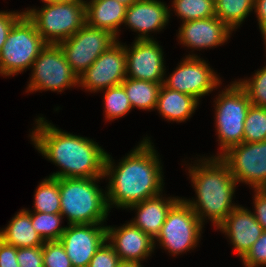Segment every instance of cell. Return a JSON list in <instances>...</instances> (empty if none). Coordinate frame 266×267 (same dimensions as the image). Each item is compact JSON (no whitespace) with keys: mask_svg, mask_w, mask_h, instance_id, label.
<instances>
[{"mask_svg":"<svg viewBox=\"0 0 266 267\" xmlns=\"http://www.w3.org/2000/svg\"><path fill=\"white\" fill-rule=\"evenodd\" d=\"M237 83L245 90L252 105L266 108V66L257 70L250 79Z\"/></svg>","mask_w":266,"mask_h":267,"instance_id":"obj_31","label":"cell"},{"mask_svg":"<svg viewBox=\"0 0 266 267\" xmlns=\"http://www.w3.org/2000/svg\"><path fill=\"white\" fill-rule=\"evenodd\" d=\"M199 101L189 94L171 90L162 84L156 109L163 119L185 122L195 112Z\"/></svg>","mask_w":266,"mask_h":267,"instance_id":"obj_22","label":"cell"},{"mask_svg":"<svg viewBox=\"0 0 266 267\" xmlns=\"http://www.w3.org/2000/svg\"><path fill=\"white\" fill-rule=\"evenodd\" d=\"M104 90V117L107 120L112 121L124 117L132 110V106L122 84Z\"/></svg>","mask_w":266,"mask_h":267,"instance_id":"obj_29","label":"cell"},{"mask_svg":"<svg viewBox=\"0 0 266 267\" xmlns=\"http://www.w3.org/2000/svg\"><path fill=\"white\" fill-rule=\"evenodd\" d=\"M255 0H214L215 15L232 31L254 10Z\"/></svg>","mask_w":266,"mask_h":267,"instance_id":"obj_25","label":"cell"},{"mask_svg":"<svg viewBox=\"0 0 266 267\" xmlns=\"http://www.w3.org/2000/svg\"><path fill=\"white\" fill-rule=\"evenodd\" d=\"M215 102V123L220 146V157L230 147L243 142L244 121L252 105L245 90L233 81L224 91L219 92Z\"/></svg>","mask_w":266,"mask_h":267,"instance_id":"obj_6","label":"cell"},{"mask_svg":"<svg viewBox=\"0 0 266 267\" xmlns=\"http://www.w3.org/2000/svg\"><path fill=\"white\" fill-rule=\"evenodd\" d=\"M172 2V8L182 22L216 16L214 0H173Z\"/></svg>","mask_w":266,"mask_h":267,"instance_id":"obj_27","label":"cell"},{"mask_svg":"<svg viewBox=\"0 0 266 267\" xmlns=\"http://www.w3.org/2000/svg\"><path fill=\"white\" fill-rule=\"evenodd\" d=\"M47 45L24 13L8 33L0 53L1 76H14L32 67L41 50Z\"/></svg>","mask_w":266,"mask_h":267,"instance_id":"obj_7","label":"cell"},{"mask_svg":"<svg viewBox=\"0 0 266 267\" xmlns=\"http://www.w3.org/2000/svg\"><path fill=\"white\" fill-rule=\"evenodd\" d=\"M243 142L253 143L266 140V108L251 105L244 121Z\"/></svg>","mask_w":266,"mask_h":267,"instance_id":"obj_30","label":"cell"},{"mask_svg":"<svg viewBox=\"0 0 266 267\" xmlns=\"http://www.w3.org/2000/svg\"><path fill=\"white\" fill-rule=\"evenodd\" d=\"M117 267H143L141 262L136 261H120Z\"/></svg>","mask_w":266,"mask_h":267,"instance_id":"obj_40","label":"cell"},{"mask_svg":"<svg viewBox=\"0 0 266 267\" xmlns=\"http://www.w3.org/2000/svg\"><path fill=\"white\" fill-rule=\"evenodd\" d=\"M170 8L159 0H138L127 7L124 24L138 32L135 40H154L150 32H159L168 24Z\"/></svg>","mask_w":266,"mask_h":267,"instance_id":"obj_17","label":"cell"},{"mask_svg":"<svg viewBox=\"0 0 266 267\" xmlns=\"http://www.w3.org/2000/svg\"><path fill=\"white\" fill-rule=\"evenodd\" d=\"M254 12L258 20V25L263 39H266V0H255Z\"/></svg>","mask_w":266,"mask_h":267,"instance_id":"obj_39","label":"cell"},{"mask_svg":"<svg viewBox=\"0 0 266 267\" xmlns=\"http://www.w3.org/2000/svg\"><path fill=\"white\" fill-rule=\"evenodd\" d=\"M36 128L30 139L47 160L60 168L53 178H96L104 176L107 152L92 139L70 134L47 122L35 119Z\"/></svg>","mask_w":266,"mask_h":267,"instance_id":"obj_2","label":"cell"},{"mask_svg":"<svg viewBox=\"0 0 266 267\" xmlns=\"http://www.w3.org/2000/svg\"><path fill=\"white\" fill-rule=\"evenodd\" d=\"M197 162L188 167L189 177L197 195L196 200L184 201L203 225L208 217L217 228L238 206L232 203L238 183L231 175L229 166L220 157H203Z\"/></svg>","mask_w":266,"mask_h":267,"instance_id":"obj_3","label":"cell"},{"mask_svg":"<svg viewBox=\"0 0 266 267\" xmlns=\"http://www.w3.org/2000/svg\"><path fill=\"white\" fill-rule=\"evenodd\" d=\"M217 229L227 235L234 251L240 258L248 252L264 232L262 226L256 221L253 212L241 205H238Z\"/></svg>","mask_w":266,"mask_h":267,"instance_id":"obj_19","label":"cell"},{"mask_svg":"<svg viewBox=\"0 0 266 267\" xmlns=\"http://www.w3.org/2000/svg\"><path fill=\"white\" fill-rule=\"evenodd\" d=\"M17 247L0 239V267H20L17 261Z\"/></svg>","mask_w":266,"mask_h":267,"instance_id":"obj_38","label":"cell"},{"mask_svg":"<svg viewBox=\"0 0 266 267\" xmlns=\"http://www.w3.org/2000/svg\"><path fill=\"white\" fill-rule=\"evenodd\" d=\"M20 267H43V246L17 248Z\"/></svg>","mask_w":266,"mask_h":267,"instance_id":"obj_35","label":"cell"},{"mask_svg":"<svg viewBox=\"0 0 266 267\" xmlns=\"http://www.w3.org/2000/svg\"><path fill=\"white\" fill-rule=\"evenodd\" d=\"M203 227L184 198H180L169 210L154 245L159 242L172 256L188 252L197 247Z\"/></svg>","mask_w":266,"mask_h":267,"instance_id":"obj_8","label":"cell"},{"mask_svg":"<svg viewBox=\"0 0 266 267\" xmlns=\"http://www.w3.org/2000/svg\"><path fill=\"white\" fill-rule=\"evenodd\" d=\"M245 267H262L266 263V232L254 242L248 252L240 259Z\"/></svg>","mask_w":266,"mask_h":267,"instance_id":"obj_33","label":"cell"},{"mask_svg":"<svg viewBox=\"0 0 266 267\" xmlns=\"http://www.w3.org/2000/svg\"><path fill=\"white\" fill-rule=\"evenodd\" d=\"M127 7L117 0L85 1L86 23L104 29L119 37V28L124 23Z\"/></svg>","mask_w":266,"mask_h":267,"instance_id":"obj_21","label":"cell"},{"mask_svg":"<svg viewBox=\"0 0 266 267\" xmlns=\"http://www.w3.org/2000/svg\"><path fill=\"white\" fill-rule=\"evenodd\" d=\"M117 39L111 32L85 23L79 31L58 45L79 78Z\"/></svg>","mask_w":266,"mask_h":267,"instance_id":"obj_10","label":"cell"},{"mask_svg":"<svg viewBox=\"0 0 266 267\" xmlns=\"http://www.w3.org/2000/svg\"><path fill=\"white\" fill-rule=\"evenodd\" d=\"M72 0H42L43 3H64Z\"/></svg>","mask_w":266,"mask_h":267,"instance_id":"obj_42","label":"cell"},{"mask_svg":"<svg viewBox=\"0 0 266 267\" xmlns=\"http://www.w3.org/2000/svg\"><path fill=\"white\" fill-rule=\"evenodd\" d=\"M24 13L47 44H58L68 39L86 23L85 0L44 3L40 10L27 8Z\"/></svg>","mask_w":266,"mask_h":267,"instance_id":"obj_5","label":"cell"},{"mask_svg":"<svg viewBox=\"0 0 266 267\" xmlns=\"http://www.w3.org/2000/svg\"><path fill=\"white\" fill-rule=\"evenodd\" d=\"M26 92L57 91L78 86V77L58 44H47L32 64Z\"/></svg>","mask_w":266,"mask_h":267,"instance_id":"obj_9","label":"cell"},{"mask_svg":"<svg viewBox=\"0 0 266 267\" xmlns=\"http://www.w3.org/2000/svg\"><path fill=\"white\" fill-rule=\"evenodd\" d=\"M34 210L30 212L60 213L59 178L47 177L34 193Z\"/></svg>","mask_w":266,"mask_h":267,"instance_id":"obj_26","label":"cell"},{"mask_svg":"<svg viewBox=\"0 0 266 267\" xmlns=\"http://www.w3.org/2000/svg\"><path fill=\"white\" fill-rule=\"evenodd\" d=\"M254 217L266 232V189H253Z\"/></svg>","mask_w":266,"mask_h":267,"instance_id":"obj_37","label":"cell"},{"mask_svg":"<svg viewBox=\"0 0 266 267\" xmlns=\"http://www.w3.org/2000/svg\"><path fill=\"white\" fill-rule=\"evenodd\" d=\"M220 158L229 166L237 183L254 189H266V140L242 142L230 147Z\"/></svg>","mask_w":266,"mask_h":267,"instance_id":"obj_11","label":"cell"},{"mask_svg":"<svg viewBox=\"0 0 266 267\" xmlns=\"http://www.w3.org/2000/svg\"><path fill=\"white\" fill-rule=\"evenodd\" d=\"M179 29L180 44L197 51L223 45L233 32L216 16L182 22Z\"/></svg>","mask_w":266,"mask_h":267,"instance_id":"obj_18","label":"cell"},{"mask_svg":"<svg viewBox=\"0 0 266 267\" xmlns=\"http://www.w3.org/2000/svg\"><path fill=\"white\" fill-rule=\"evenodd\" d=\"M162 193L156 197L133 204L127 209L136 210L137 215L130 222L149 235L153 240L157 238L171 207L180 197L164 199Z\"/></svg>","mask_w":266,"mask_h":267,"instance_id":"obj_20","label":"cell"},{"mask_svg":"<svg viewBox=\"0 0 266 267\" xmlns=\"http://www.w3.org/2000/svg\"><path fill=\"white\" fill-rule=\"evenodd\" d=\"M43 267H72L71 261L59 240L44 242Z\"/></svg>","mask_w":266,"mask_h":267,"instance_id":"obj_32","label":"cell"},{"mask_svg":"<svg viewBox=\"0 0 266 267\" xmlns=\"http://www.w3.org/2000/svg\"><path fill=\"white\" fill-rule=\"evenodd\" d=\"M24 14L22 12L15 11H0V53L4 43L7 40V36L14 23Z\"/></svg>","mask_w":266,"mask_h":267,"instance_id":"obj_36","label":"cell"},{"mask_svg":"<svg viewBox=\"0 0 266 267\" xmlns=\"http://www.w3.org/2000/svg\"><path fill=\"white\" fill-rule=\"evenodd\" d=\"M132 108L141 110L156 109L157 100L163 83H153L126 77L121 83Z\"/></svg>","mask_w":266,"mask_h":267,"instance_id":"obj_24","label":"cell"},{"mask_svg":"<svg viewBox=\"0 0 266 267\" xmlns=\"http://www.w3.org/2000/svg\"><path fill=\"white\" fill-rule=\"evenodd\" d=\"M102 178H59L60 214L67 217L68 225L106 221L110 212L107 194L97 185Z\"/></svg>","mask_w":266,"mask_h":267,"instance_id":"obj_4","label":"cell"},{"mask_svg":"<svg viewBox=\"0 0 266 267\" xmlns=\"http://www.w3.org/2000/svg\"><path fill=\"white\" fill-rule=\"evenodd\" d=\"M103 224H77L65 227L59 241L72 267H88L96 251L106 241V226Z\"/></svg>","mask_w":266,"mask_h":267,"instance_id":"obj_15","label":"cell"},{"mask_svg":"<svg viewBox=\"0 0 266 267\" xmlns=\"http://www.w3.org/2000/svg\"><path fill=\"white\" fill-rule=\"evenodd\" d=\"M106 240L121 261L141 262L155 250L154 240L129 221L117 228L106 226Z\"/></svg>","mask_w":266,"mask_h":267,"instance_id":"obj_16","label":"cell"},{"mask_svg":"<svg viewBox=\"0 0 266 267\" xmlns=\"http://www.w3.org/2000/svg\"><path fill=\"white\" fill-rule=\"evenodd\" d=\"M125 53L126 77L153 83L164 82V52L156 40H134L131 48L125 45Z\"/></svg>","mask_w":266,"mask_h":267,"instance_id":"obj_14","label":"cell"},{"mask_svg":"<svg viewBox=\"0 0 266 267\" xmlns=\"http://www.w3.org/2000/svg\"><path fill=\"white\" fill-rule=\"evenodd\" d=\"M218 76L204 59L189 54L172 74L164 79L163 85L171 90L189 94L200 102L201 97L222 84Z\"/></svg>","mask_w":266,"mask_h":267,"instance_id":"obj_12","label":"cell"},{"mask_svg":"<svg viewBox=\"0 0 266 267\" xmlns=\"http://www.w3.org/2000/svg\"><path fill=\"white\" fill-rule=\"evenodd\" d=\"M158 156L150 137L143 138L116 166L107 153L103 177L109 178L106 191L109 210L114 205L123 210L163 192L164 176Z\"/></svg>","mask_w":266,"mask_h":267,"instance_id":"obj_1","label":"cell"},{"mask_svg":"<svg viewBox=\"0 0 266 267\" xmlns=\"http://www.w3.org/2000/svg\"><path fill=\"white\" fill-rule=\"evenodd\" d=\"M125 78V45L117 40L81 74L78 78V86L95 93L120 85Z\"/></svg>","mask_w":266,"mask_h":267,"instance_id":"obj_13","label":"cell"},{"mask_svg":"<svg viewBox=\"0 0 266 267\" xmlns=\"http://www.w3.org/2000/svg\"><path fill=\"white\" fill-rule=\"evenodd\" d=\"M0 239L17 248L43 246L44 240L32 227L30 210L21 209L0 230Z\"/></svg>","mask_w":266,"mask_h":267,"instance_id":"obj_23","label":"cell"},{"mask_svg":"<svg viewBox=\"0 0 266 267\" xmlns=\"http://www.w3.org/2000/svg\"><path fill=\"white\" fill-rule=\"evenodd\" d=\"M120 261L114 248L106 240L96 251L88 267H117Z\"/></svg>","mask_w":266,"mask_h":267,"instance_id":"obj_34","label":"cell"},{"mask_svg":"<svg viewBox=\"0 0 266 267\" xmlns=\"http://www.w3.org/2000/svg\"><path fill=\"white\" fill-rule=\"evenodd\" d=\"M32 227L44 241L59 240L65 227L60 213L30 212ZM61 226V227H60Z\"/></svg>","mask_w":266,"mask_h":267,"instance_id":"obj_28","label":"cell"},{"mask_svg":"<svg viewBox=\"0 0 266 267\" xmlns=\"http://www.w3.org/2000/svg\"><path fill=\"white\" fill-rule=\"evenodd\" d=\"M117 1L125 5L126 7H129L138 0H117Z\"/></svg>","mask_w":266,"mask_h":267,"instance_id":"obj_41","label":"cell"}]
</instances>
